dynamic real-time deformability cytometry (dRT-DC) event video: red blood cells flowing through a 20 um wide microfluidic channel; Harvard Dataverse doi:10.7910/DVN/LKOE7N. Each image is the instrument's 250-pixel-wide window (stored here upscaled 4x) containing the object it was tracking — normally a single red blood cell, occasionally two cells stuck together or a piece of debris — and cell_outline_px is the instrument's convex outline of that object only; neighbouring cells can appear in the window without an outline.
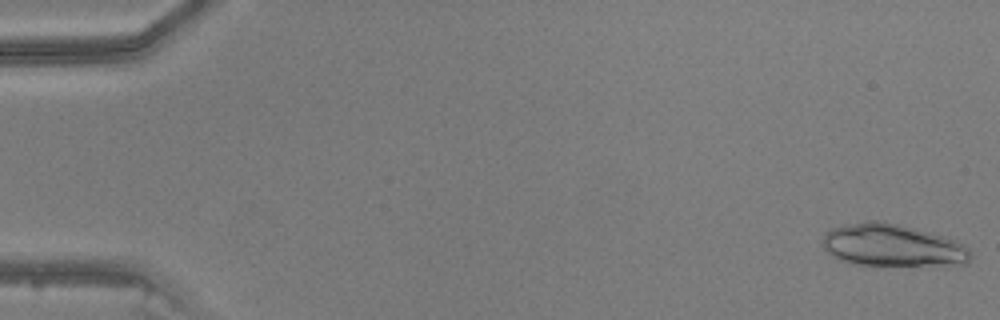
{"species": "common noctule bat (a hibernating species)", "species_latin": "Nyctalus noctula", "temperature_condition": "warm", "stored_images_in_passage": 4, "camera_frame_rate_fps": 3000, "um_per_image_px": 0.085, "animal": {"sex": "male", "body_mass_g": 20.5, "forearm_length_mm": 52.5}, "frame": {"image": 1, "passage_image": 1, "time_ms": 0.0, "image_size_px": [1000, 320], "cell_outline_px": [[972, 256], [968, 264], [856, 264], [840, 260], [832, 256], [820, 244], [824, 232], [832, 228], [864, 220], [884, 220], [956, 240], [964, 244], [972, 252]], "centroid_in_image_um": [75.81, 20.83], "position_along_channel_um": 9.2, "area_um2": 36.3}}